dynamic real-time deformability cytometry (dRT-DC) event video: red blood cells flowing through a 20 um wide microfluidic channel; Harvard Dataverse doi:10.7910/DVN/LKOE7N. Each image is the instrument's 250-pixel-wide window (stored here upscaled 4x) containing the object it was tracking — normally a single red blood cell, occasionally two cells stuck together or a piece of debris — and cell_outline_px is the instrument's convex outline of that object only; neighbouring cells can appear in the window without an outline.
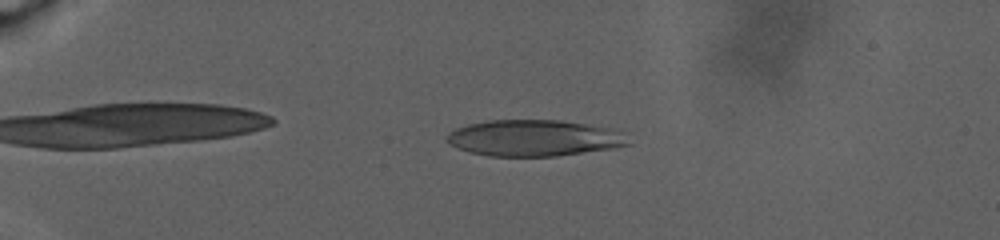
{"species": "human", "species_latin": "Homo sapiens", "temperature_condition": "warm", "stored_images_in_passage": 73, "camera_frame_rate_fps": 3000, "um_per_image_px": 0.085, "donor": {"sex": "male"}, "frame": {"image": 1, "passage_image": 21, "time_ms": 7.333, "image_size_px": [1000, 240], "cell_outline_px": [[632, 144], [612, 148], [556, 156], [488, 156], [468, 152], [456, 148], [444, 140], [444, 136], [448, 132], [456, 128], [468, 124], [488, 120], [560, 120], [608, 128]], "centroid_in_image_um": [45.23, 11.74], "position_along_channel_um": 39.8, "area_um2": 38.03}}
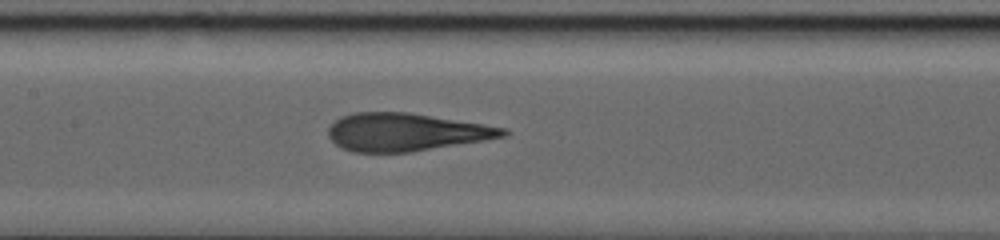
{"frame": {"image": 2, "passage_image": 50, "time_ms": 16.0, "image_size_px": [1000, 240], "cell_outline_px": [[508, 132], [504, 136], [484, 140], [412, 152], [352, 152], [336, 144], [328, 136], [328, 128], [340, 116], [352, 112], [408, 112], [508, 128]], "centroid_in_image_um": [34.47, 11.22], "position_along_channel_um": 172.9, "area_um2": 38.38}}
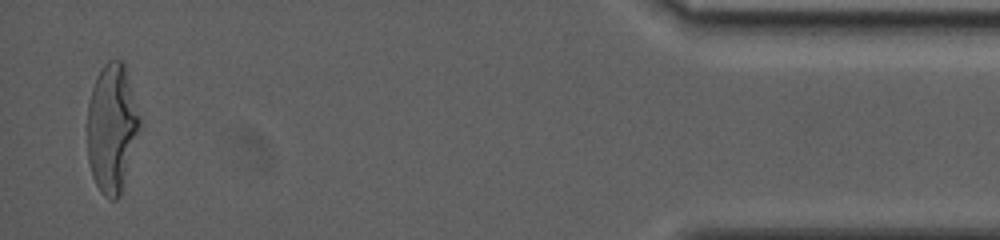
{"frame": {"image": 3, "passage_image": 73, "time_ms": 29.333, "image_size_px": [1000, 240], "cell_outline_px": [[140, 124], [120, 196], [116, 200], [108, 200], [100, 192], [92, 176], [88, 160], [88, 104], [92, 88], [96, 76], [104, 64], [108, 60], [124, 60], [140, 120]], "centroid_in_image_um": [9.49, 10.88], "position_along_channel_um": 425.7, "area_um2": 38.9}, "authors_computed_cell_mechanics": {"area_um2": 39.0728, "velocity_mm_per_s": 2.3702, "shape_relaxation_time_tau1_ms": null, "shape_relaxation_time_tau2_ms": 1.4199, "deformation_change_tau1": null, "deformation_change_tau2": 0.1114}}